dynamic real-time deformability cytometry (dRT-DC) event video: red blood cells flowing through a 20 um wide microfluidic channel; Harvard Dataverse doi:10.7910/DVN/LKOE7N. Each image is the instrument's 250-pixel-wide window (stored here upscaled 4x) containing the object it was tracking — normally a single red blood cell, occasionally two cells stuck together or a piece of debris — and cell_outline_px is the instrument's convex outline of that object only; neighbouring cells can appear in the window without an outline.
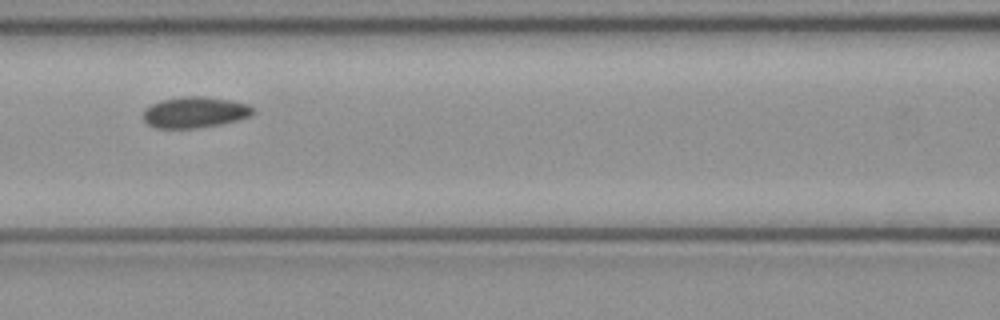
{"species": "common noctule bat (a hibernating species)", "species_latin": "Nyctalus noctula", "temperature_condition": "cold", "stored_images_in_passage": 7, "camera_frame_rate_fps": 3000, "um_per_image_px": 0.085, "animal": {"sex": "female", "body_mass_g": 21.9}, "frame": {"image": 1, "passage_image": 7, "time_ms": 2.0, "image_size_px": [1000, 320], "cell_outline_px": [[256, 112], [248, 116], [236, 120], [220, 124], [196, 128], [156, 128], [148, 124], [144, 120], [144, 108], [152, 104], [164, 100], [184, 96], [200, 96], [232, 100], [248, 104]], "centroid_in_image_um": [16.56, 9.54], "position_along_channel_um": 150.0, "area_um2": 19.65}}